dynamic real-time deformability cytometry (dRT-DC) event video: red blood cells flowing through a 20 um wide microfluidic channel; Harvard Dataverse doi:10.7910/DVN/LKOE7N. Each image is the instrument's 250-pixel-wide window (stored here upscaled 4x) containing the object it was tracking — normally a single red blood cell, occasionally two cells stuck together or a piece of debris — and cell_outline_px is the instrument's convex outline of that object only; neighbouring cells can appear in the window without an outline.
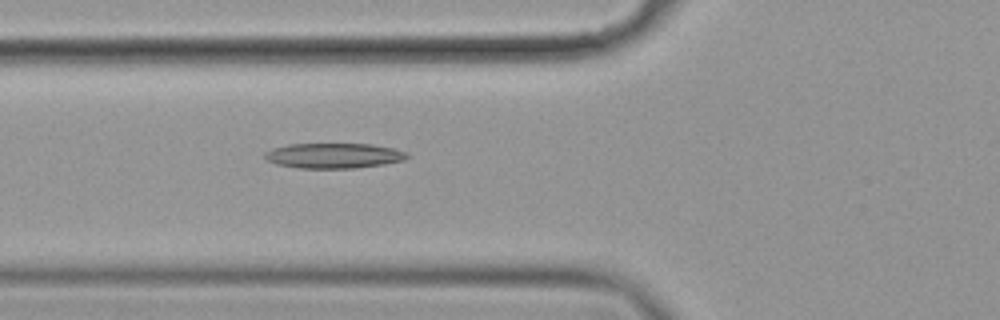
{"species": "common noctule bat (a hibernating species)", "species_latin": "Nyctalus noctula", "temperature_condition": "cold", "stored_images_in_passage": 8, "camera_frame_rate_fps": 3000, "um_per_image_px": 0.085, "animal": {"sex": "female", "body_mass_g": 19.9}, "frame": {"image": 1, "passage_image": 8, "time_ms": 2.333, "image_size_px": [1000, 320], "cell_outline_px": [[412, 156], [404, 160], [384, 164], [356, 168], [296, 168], [276, 164], [268, 160], [264, 156], [264, 152], [272, 148], [288, 144], [372, 144], [392, 148], [408, 152]], "centroid_in_image_um": [28.39, 13.23], "position_along_channel_um": 97.4, "area_um2": 21.04}}